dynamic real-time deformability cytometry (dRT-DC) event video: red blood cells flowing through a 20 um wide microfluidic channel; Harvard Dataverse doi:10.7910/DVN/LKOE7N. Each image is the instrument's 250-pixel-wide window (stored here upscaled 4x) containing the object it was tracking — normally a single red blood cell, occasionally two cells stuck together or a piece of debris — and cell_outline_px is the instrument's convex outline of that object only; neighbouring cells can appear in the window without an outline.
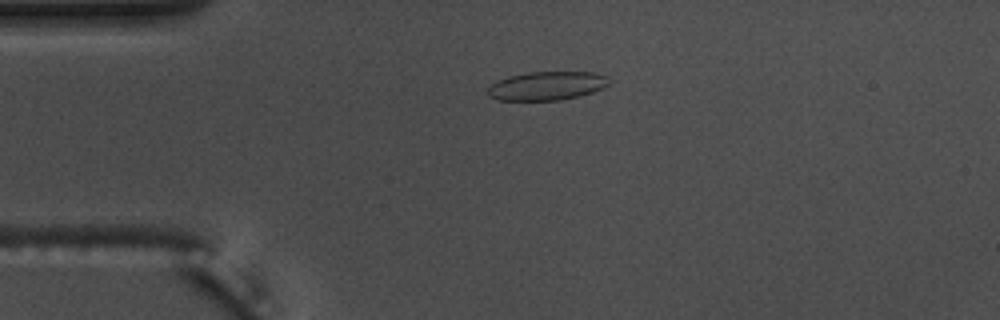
{"species": "common noctule bat (a hibernating species)", "species_latin": "Nyctalus noctula", "temperature_condition": "warm", "stored_images_in_passage": 43, "camera_frame_rate_fps": 3000, "um_per_image_px": 0.085, "animal": {"sex": "male", "body_mass_g": 17.5, "forearm_length_mm": 52.3}, "frame": {"image": 1, "passage_image": 1, "time_ms": 0.0, "image_size_px": [1000, 320], "cell_outline_px": [[612, 80], [608, 84], [592, 92], [580, 96], [560, 100], [496, 100], [488, 96], [488, 88], [496, 80], [508, 76], [528, 72], [592, 72], [608, 76]], "centroid_in_image_um": [46.47, 7.29], "position_along_channel_um": 38.5, "area_um2": 20.35}}
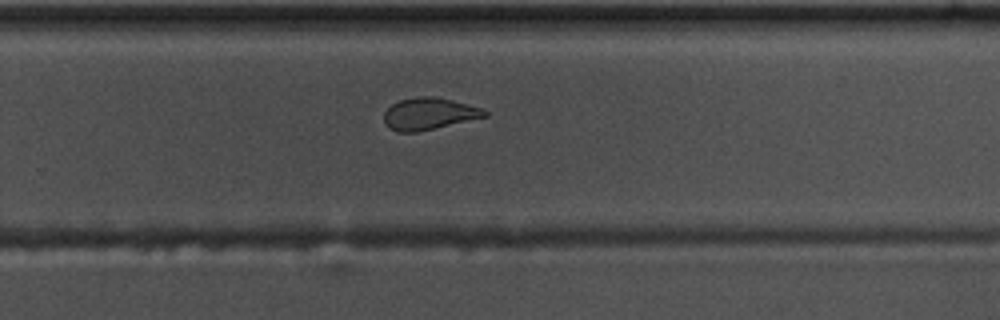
{"frame": {"image": 2, "passage_image": 24, "time_ms": 7.667, "image_size_px": [1000, 320], "cell_outline_px": [[488, 116], [420, 132], [396, 132], [388, 128], [384, 124], [384, 112], [392, 104], [400, 100], [420, 96], [436, 96], [452, 100], [480, 108], [488, 112]], "centroid_in_image_um": [36.43, 9.68], "position_along_channel_um": 293.4, "area_um2": 18.84}}
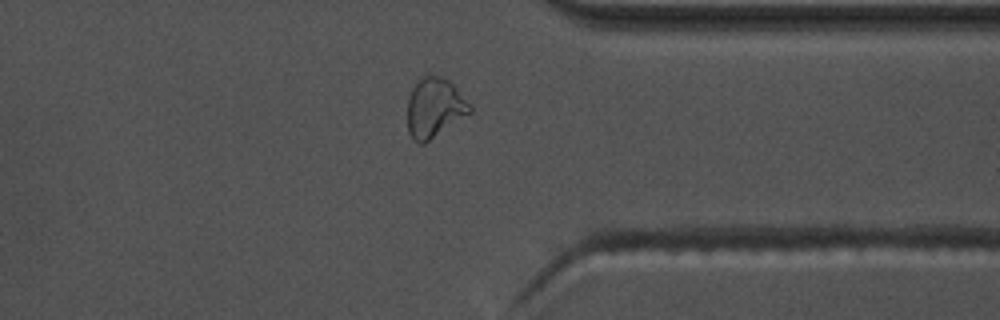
{"frame": {"image": 3, "passage_image": 31, "time_ms": 10.0, "image_size_px": [1000, 320], "cell_outline_px": [[472, 112], [424, 144], [420, 144], [412, 140], [408, 132], [408, 96], [412, 88], [424, 76], [440, 76], [448, 80], [472, 104]], "centroid_in_image_um": [36.94, 9.19], "position_along_channel_um": 374.5, "area_um2": 21.68}, "authors_computed_cell_mechanics": {"area_um2": 19.652, "velocity_mm_per_s": 3.6773, "shape_relaxation_time_tau1_ms": 10.1502, "shape_relaxation_time_tau2_ms": 1.1565, "deformation_change_tau1": 0.2277, "deformation_change_tau2": 0.0878}}